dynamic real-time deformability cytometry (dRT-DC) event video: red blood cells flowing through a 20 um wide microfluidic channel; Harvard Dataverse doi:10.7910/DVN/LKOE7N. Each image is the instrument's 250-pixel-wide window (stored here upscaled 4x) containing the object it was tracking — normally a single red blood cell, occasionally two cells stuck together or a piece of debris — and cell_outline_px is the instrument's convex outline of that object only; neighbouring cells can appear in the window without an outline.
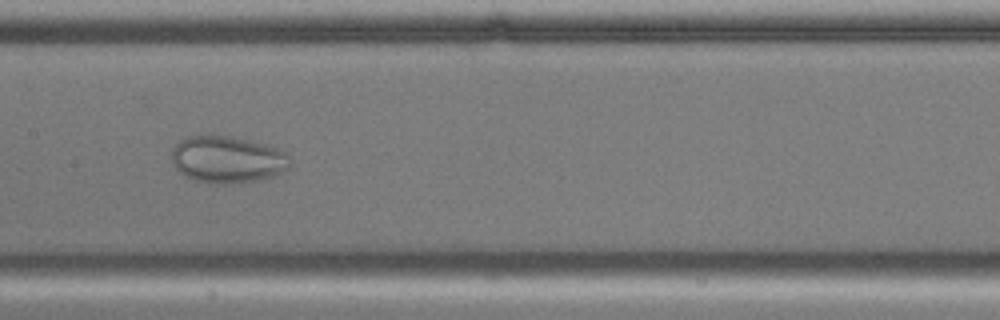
{"species": "common noctule bat (a hibernating species)", "species_latin": "Nyctalus noctula", "temperature_condition": "cold", "stored_images_in_passage": 41, "camera_frame_rate_fps": 3000, "um_per_image_px": 0.085, "animal": {"sex": "male", "body_mass_g": 17.9, "forearm_length_mm": 54.2}, "frame": {"image": 1, "passage_image": 13, "time_ms": 4.0, "image_size_px": [1000, 320], "cell_outline_px": [[288, 168], [284, 172], [272, 176], [256, 180], [224, 184], [196, 180], [184, 176], [176, 168], [172, 160], [172, 148], [180, 140], [188, 136], [228, 136], [248, 140], [264, 144], [288, 152]], "centroid_in_image_um": [19.32, 13.55], "position_along_channel_um": 188.1, "area_um2": 31.96}}
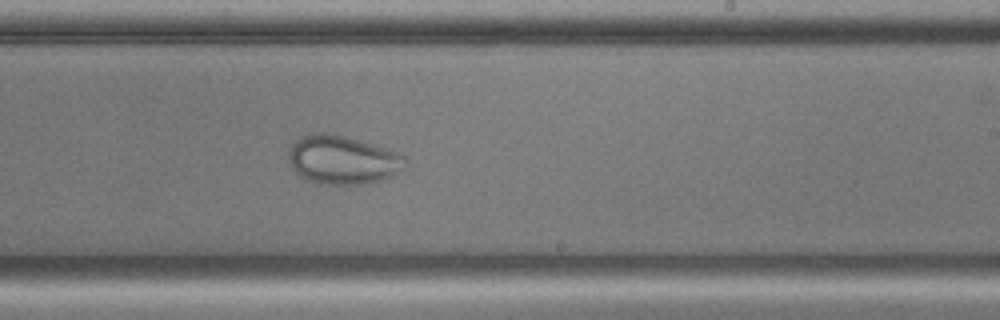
{"frame": {"image": 2, "passage_image": 19, "time_ms": 6.0, "image_size_px": [1000, 320], "cell_outline_px": [[408, 164], [388, 176], [380, 180], [368, 184], [320, 184], [304, 180], [292, 168], [288, 160], [288, 152], [292, 144], [300, 136], [312, 132], [332, 132], [388, 148], [404, 156]], "centroid_in_image_um": [29.06, 13.57], "position_along_channel_um": 259.9, "area_um2": 33.41}}
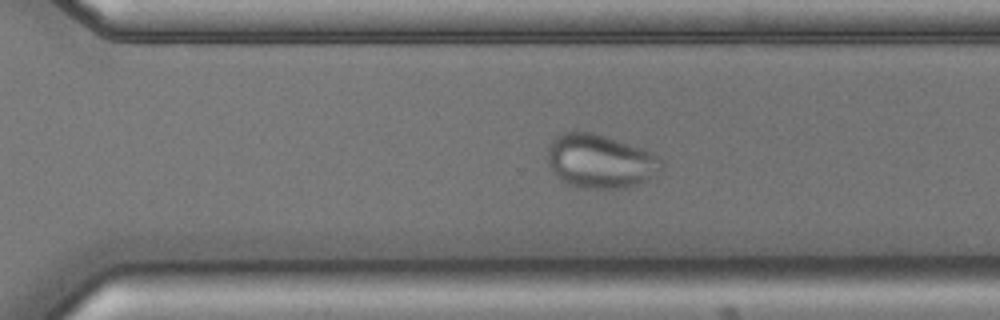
{"frame": {"image": 3, "passage_image": 24, "time_ms": 7.667, "image_size_px": [1000, 320], "cell_outline_px": [[664, 168], [644, 180], [636, 184], [624, 188], [580, 188], [568, 184], [552, 172], [548, 164], [548, 148], [552, 140], [556, 136], [564, 132], [592, 132], [644, 148], [660, 156], [664, 160]], "centroid_in_image_um": [51.03, 13.69], "position_along_channel_um": 319.6, "area_um2": 35.78}}